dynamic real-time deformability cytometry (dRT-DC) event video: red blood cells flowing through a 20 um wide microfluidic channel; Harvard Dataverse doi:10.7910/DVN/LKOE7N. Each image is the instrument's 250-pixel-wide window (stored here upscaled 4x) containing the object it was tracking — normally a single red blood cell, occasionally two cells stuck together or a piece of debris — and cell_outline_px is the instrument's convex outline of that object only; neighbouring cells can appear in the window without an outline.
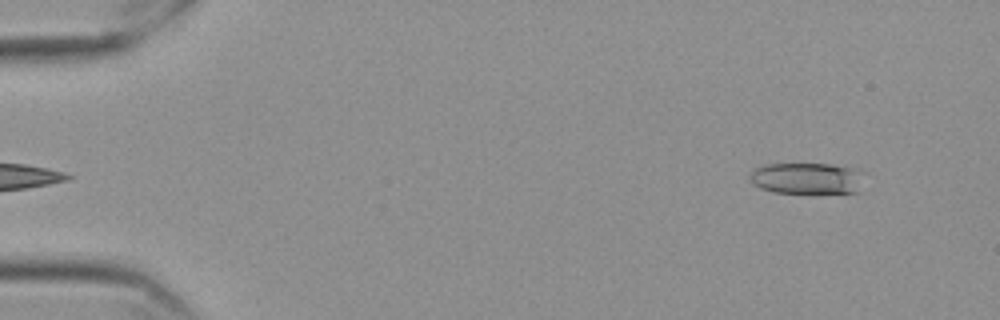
{"species": "Egyptian fruit bat (a non-hibernating species)", "species_latin": "Rousettus aegyptiacus", "temperature_condition": "cold", "stored_images_in_passage": 54, "camera_frame_rate_fps": 3000, "um_per_image_px": 0.085, "frame": {"image": 1, "passage_image": 2, "time_ms": 0.333, "image_size_px": [1000, 320], "cell_outline_px": [[864, 172], [860, 192], [820, 196], [812, 196], [772, 192], [760, 188], [752, 184], [748, 176], [756, 168], [764, 164], [832, 164], [860, 168]], "centroid_in_image_um": [68.68, 15.22], "position_along_channel_um": 16.3, "area_um2": 22.54}}
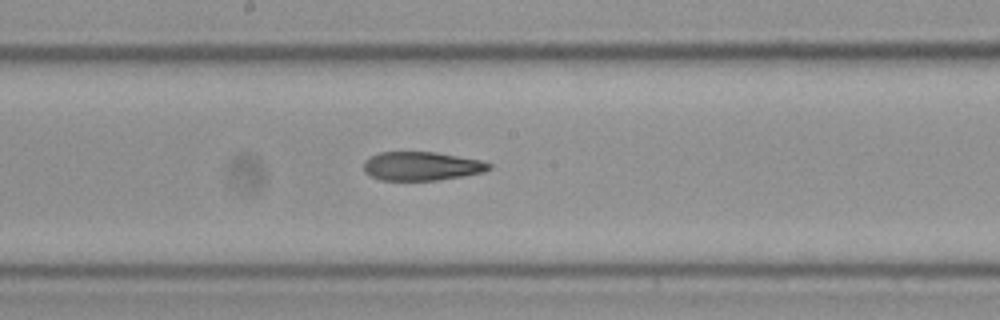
{"frame": {"image": 2, "passage_image": 28, "time_ms": 9.0, "image_size_px": [1000, 320], "cell_outline_px": [[492, 168], [484, 172], [464, 176], [436, 180], [380, 180], [364, 172], [364, 160], [380, 152], [436, 152], [480, 160], [492, 164]], "centroid_in_image_um": [35.85, 14.12], "position_along_channel_um": 212.3, "area_um2": 20.98}}
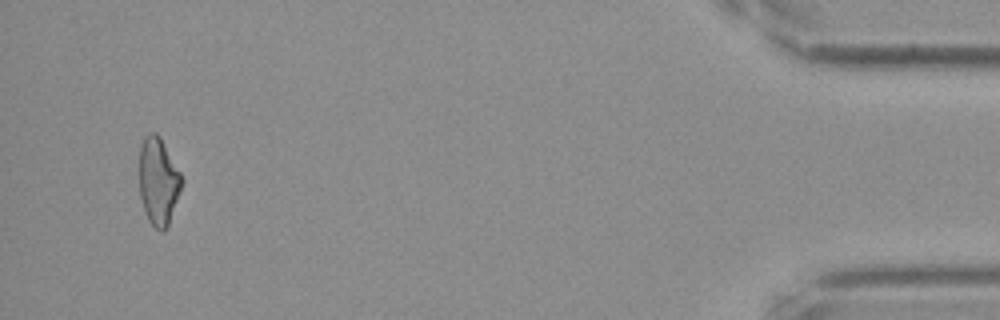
{"frame": {"image": 3, "passage_image": 52, "time_ms": 17.0, "image_size_px": [1000, 320], "cell_outline_px": [[184, 180], [168, 224], [164, 232], [160, 232], [148, 220], [140, 196], [140, 148], [144, 136], [148, 132], [156, 132], [160, 136], [180, 172]], "centroid_in_image_um": [13.46, 15.38], "position_along_channel_um": 421.7, "area_um2": 21.44}, "authors_computed_cell_mechanics": {"area_um2": 21.675, "velocity_mm_per_s": 3.5574, "shape_relaxation_time_tau1_ms": 11.0011, "shape_relaxation_time_tau2_ms": 4.9717, "deformation_change_tau1": 0.2627, "deformation_change_tau2": 0.149}}